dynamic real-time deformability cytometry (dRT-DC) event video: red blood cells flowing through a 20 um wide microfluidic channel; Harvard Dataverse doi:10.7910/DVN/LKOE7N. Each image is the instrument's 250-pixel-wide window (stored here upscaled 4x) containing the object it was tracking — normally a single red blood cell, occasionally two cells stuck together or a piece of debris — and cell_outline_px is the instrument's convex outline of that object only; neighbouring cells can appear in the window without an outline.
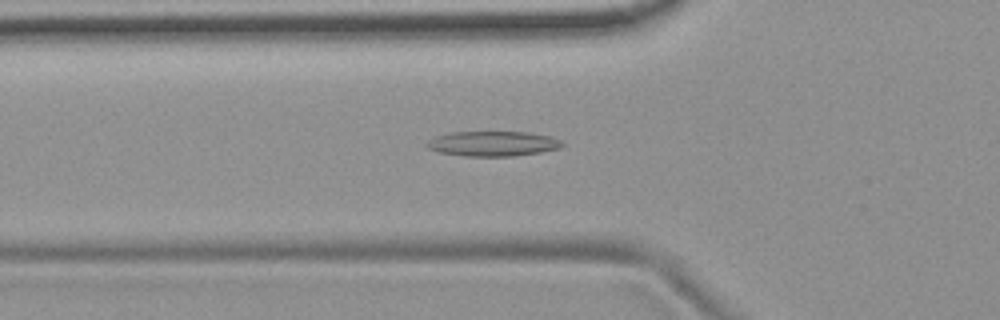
{"species": "common noctule bat (a hibernating species)", "species_latin": "Nyctalus noctula", "temperature_condition": "room temperature", "stored_images_in_passage": 44, "camera_frame_rate_fps": 3000, "um_per_image_px": 0.085, "animal": {"sex": "female", "body_mass_g": 19.9}, "frame": {"image": 1, "passage_image": 9, "time_ms": 2.667, "image_size_px": [1000, 320], "cell_outline_px": [[564, 144], [560, 148], [540, 152], [516, 156], [464, 156], [436, 152], [428, 148], [424, 144], [428, 140], [436, 136], [452, 132], [528, 132], [552, 136], [560, 140]], "centroid_in_image_um": [41.88, 12.21], "position_along_channel_um": 83.9, "area_um2": 19.88}}
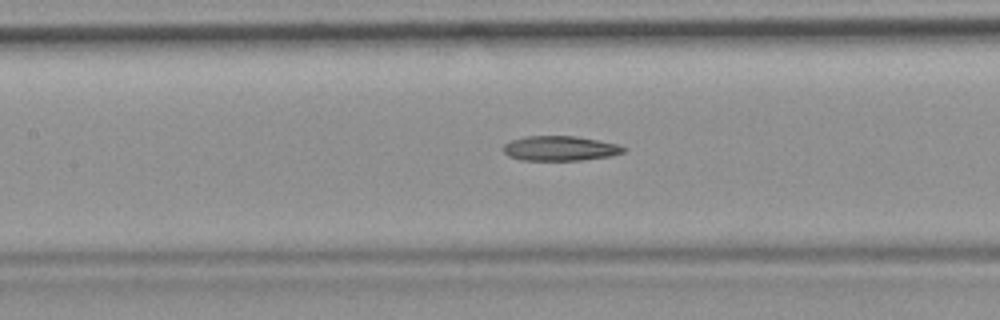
{"frame": {"image": 2, "passage_image": 15, "time_ms": 4.667, "image_size_px": [1000, 320], "cell_outline_px": [[628, 148], [624, 152], [612, 156], [580, 160], [520, 160], [508, 156], [504, 152], [504, 144], [512, 140], [524, 136], [576, 136], [620, 144]], "centroid_in_image_um": [47.64, 12.61], "position_along_channel_um": 159.8, "area_um2": 17.51}}
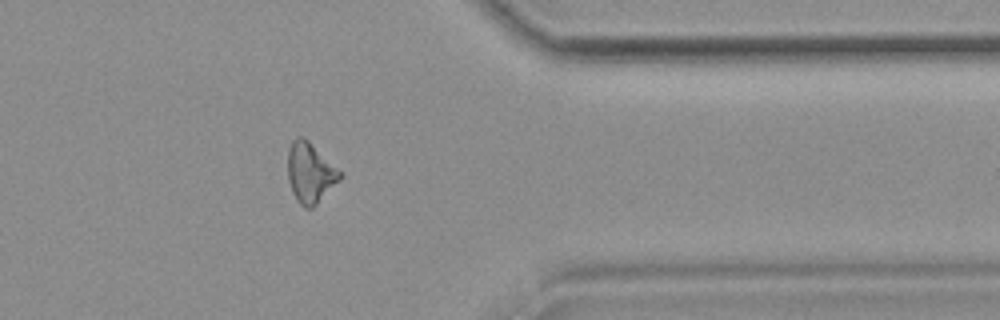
{"frame": {"image": 3, "passage_image": 34, "time_ms": 11.0, "image_size_px": [1000, 320], "cell_outline_px": [[344, 176], [312, 208], [304, 208], [296, 200], [292, 192], [288, 180], [288, 148], [292, 140], [296, 136], [304, 136], [344, 172]], "centroid_in_image_um": [26.38, 14.65], "position_along_channel_um": 385.0, "area_um2": 18.73}}